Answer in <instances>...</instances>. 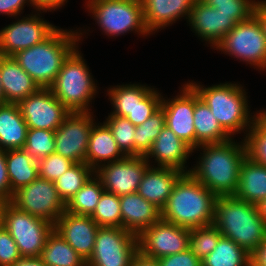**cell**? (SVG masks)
<instances>
[{
  "instance_id": "cell-1",
  "label": "cell",
  "mask_w": 266,
  "mask_h": 266,
  "mask_svg": "<svg viewBox=\"0 0 266 266\" xmlns=\"http://www.w3.org/2000/svg\"><path fill=\"white\" fill-rule=\"evenodd\" d=\"M240 142V143H239ZM234 138L219 144L200 145L197 165L189 173L218 196H234L239 181L241 163L248 155L246 140Z\"/></svg>"
},
{
  "instance_id": "cell-2",
  "label": "cell",
  "mask_w": 266,
  "mask_h": 266,
  "mask_svg": "<svg viewBox=\"0 0 266 266\" xmlns=\"http://www.w3.org/2000/svg\"><path fill=\"white\" fill-rule=\"evenodd\" d=\"M83 34L80 29L73 31L59 27L43 42L17 52L13 58L40 88H50Z\"/></svg>"
},
{
  "instance_id": "cell-3",
  "label": "cell",
  "mask_w": 266,
  "mask_h": 266,
  "mask_svg": "<svg viewBox=\"0 0 266 266\" xmlns=\"http://www.w3.org/2000/svg\"><path fill=\"white\" fill-rule=\"evenodd\" d=\"M216 198L190 173H184L161 210V219L188 229L214 224Z\"/></svg>"
},
{
  "instance_id": "cell-4",
  "label": "cell",
  "mask_w": 266,
  "mask_h": 266,
  "mask_svg": "<svg viewBox=\"0 0 266 266\" xmlns=\"http://www.w3.org/2000/svg\"><path fill=\"white\" fill-rule=\"evenodd\" d=\"M214 225L223 237L231 239L249 254L266 240V223L257 205L234 196H218Z\"/></svg>"
},
{
  "instance_id": "cell-5",
  "label": "cell",
  "mask_w": 266,
  "mask_h": 266,
  "mask_svg": "<svg viewBox=\"0 0 266 266\" xmlns=\"http://www.w3.org/2000/svg\"><path fill=\"white\" fill-rule=\"evenodd\" d=\"M187 83L211 109L213 116L232 138L245 130L247 134L243 139H246L258 115L257 111L250 113L248 96L241 84L225 82L204 87L193 80Z\"/></svg>"
},
{
  "instance_id": "cell-6",
  "label": "cell",
  "mask_w": 266,
  "mask_h": 266,
  "mask_svg": "<svg viewBox=\"0 0 266 266\" xmlns=\"http://www.w3.org/2000/svg\"><path fill=\"white\" fill-rule=\"evenodd\" d=\"M78 47L65 59L50 89L70 112H91L90 102L99 89Z\"/></svg>"
},
{
  "instance_id": "cell-7",
  "label": "cell",
  "mask_w": 266,
  "mask_h": 266,
  "mask_svg": "<svg viewBox=\"0 0 266 266\" xmlns=\"http://www.w3.org/2000/svg\"><path fill=\"white\" fill-rule=\"evenodd\" d=\"M87 1L86 8L107 37H118L129 31L143 37L151 35L145 25L141 0Z\"/></svg>"
},
{
  "instance_id": "cell-8",
  "label": "cell",
  "mask_w": 266,
  "mask_h": 266,
  "mask_svg": "<svg viewBox=\"0 0 266 266\" xmlns=\"http://www.w3.org/2000/svg\"><path fill=\"white\" fill-rule=\"evenodd\" d=\"M230 57L266 70V36L258 16L254 13L230 30L214 48Z\"/></svg>"
},
{
  "instance_id": "cell-9",
  "label": "cell",
  "mask_w": 266,
  "mask_h": 266,
  "mask_svg": "<svg viewBox=\"0 0 266 266\" xmlns=\"http://www.w3.org/2000/svg\"><path fill=\"white\" fill-rule=\"evenodd\" d=\"M17 244L21 257H38L54 230V224L33 216L6 202L2 211V223Z\"/></svg>"
},
{
  "instance_id": "cell-10",
  "label": "cell",
  "mask_w": 266,
  "mask_h": 266,
  "mask_svg": "<svg viewBox=\"0 0 266 266\" xmlns=\"http://www.w3.org/2000/svg\"><path fill=\"white\" fill-rule=\"evenodd\" d=\"M137 253L136 235L123 228L99 227L86 266H131Z\"/></svg>"
},
{
  "instance_id": "cell-11",
  "label": "cell",
  "mask_w": 266,
  "mask_h": 266,
  "mask_svg": "<svg viewBox=\"0 0 266 266\" xmlns=\"http://www.w3.org/2000/svg\"><path fill=\"white\" fill-rule=\"evenodd\" d=\"M10 202L18 209L54 225L65 211V203L55 183L40 177L14 192Z\"/></svg>"
},
{
  "instance_id": "cell-12",
  "label": "cell",
  "mask_w": 266,
  "mask_h": 266,
  "mask_svg": "<svg viewBox=\"0 0 266 266\" xmlns=\"http://www.w3.org/2000/svg\"><path fill=\"white\" fill-rule=\"evenodd\" d=\"M190 229L163 219L143 230L138 236V252L159 259L189 248Z\"/></svg>"
},
{
  "instance_id": "cell-13",
  "label": "cell",
  "mask_w": 266,
  "mask_h": 266,
  "mask_svg": "<svg viewBox=\"0 0 266 266\" xmlns=\"http://www.w3.org/2000/svg\"><path fill=\"white\" fill-rule=\"evenodd\" d=\"M35 11L0 30V55L13 56L47 39L58 27ZM44 19V20H43Z\"/></svg>"
},
{
  "instance_id": "cell-14",
  "label": "cell",
  "mask_w": 266,
  "mask_h": 266,
  "mask_svg": "<svg viewBox=\"0 0 266 266\" xmlns=\"http://www.w3.org/2000/svg\"><path fill=\"white\" fill-rule=\"evenodd\" d=\"M93 112H71L55 131V153L85 163L89 135L96 123Z\"/></svg>"
},
{
  "instance_id": "cell-15",
  "label": "cell",
  "mask_w": 266,
  "mask_h": 266,
  "mask_svg": "<svg viewBox=\"0 0 266 266\" xmlns=\"http://www.w3.org/2000/svg\"><path fill=\"white\" fill-rule=\"evenodd\" d=\"M152 164L144 156H125L121 160L101 165L95 174L106 192L117 196L137 192L146 169Z\"/></svg>"
},
{
  "instance_id": "cell-16",
  "label": "cell",
  "mask_w": 266,
  "mask_h": 266,
  "mask_svg": "<svg viewBox=\"0 0 266 266\" xmlns=\"http://www.w3.org/2000/svg\"><path fill=\"white\" fill-rule=\"evenodd\" d=\"M28 128L56 131L71 113L50 88H40L18 103Z\"/></svg>"
},
{
  "instance_id": "cell-17",
  "label": "cell",
  "mask_w": 266,
  "mask_h": 266,
  "mask_svg": "<svg viewBox=\"0 0 266 266\" xmlns=\"http://www.w3.org/2000/svg\"><path fill=\"white\" fill-rule=\"evenodd\" d=\"M179 93L168 100L162 97L161 107L165 114V125L194 150L196 149V132L193 124L195 90L185 83Z\"/></svg>"
},
{
  "instance_id": "cell-18",
  "label": "cell",
  "mask_w": 266,
  "mask_h": 266,
  "mask_svg": "<svg viewBox=\"0 0 266 266\" xmlns=\"http://www.w3.org/2000/svg\"><path fill=\"white\" fill-rule=\"evenodd\" d=\"M187 23L199 39L214 49L238 22L231 14L220 13L201 0H195Z\"/></svg>"
},
{
  "instance_id": "cell-19",
  "label": "cell",
  "mask_w": 266,
  "mask_h": 266,
  "mask_svg": "<svg viewBox=\"0 0 266 266\" xmlns=\"http://www.w3.org/2000/svg\"><path fill=\"white\" fill-rule=\"evenodd\" d=\"M98 224L90 217L64 211L54 225L63 239L87 261L94 249Z\"/></svg>"
},
{
  "instance_id": "cell-20",
  "label": "cell",
  "mask_w": 266,
  "mask_h": 266,
  "mask_svg": "<svg viewBox=\"0 0 266 266\" xmlns=\"http://www.w3.org/2000/svg\"><path fill=\"white\" fill-rule=\"evenodd\" d=\"M192 153L193 149L165 125L144 157L149 164L150 159L155 160L157 167H170L189 173L190 168L187 169L186 163Z\"/></svg>"
},
{
  "instance_id": "cell-21",
  "label": "cell",
  "mask_w": 266,
  "mask_h": 266,
  "mask_svg": "<svg viewBox=\"0 0 266 266\" xmlns=\"http://www.w3.org/2000/svg\"><path fill=\"white\" fill-rule=\"evenodd\" d=\"M0 82L5 103L18 104L40 89L13 56L0 55Z\"/></svg>"
},
{
  "instance_id": "cell-22",
  "label": "cell",
  "mask_w": 266,
  "mask_h": 266,
  "mask_svg": "<svg viewBox=\"0 0 266 266\" xmlns=\"http://www.w3.org/2000/svg\"><path fill=\"white\" fill-rule=\"evenodd\" d=\"M183 174L178 169L150 165L142 177L137 193L162 210L175 183Z\"/></svg>"
},
{
  "instance_id": "cell-23",
  "label": "cell",
  "mask_w": 266,
  "mask_h": 266,
  "mask_svg": "<svg viewBox=\"0 0 266 266\" xmlns=\"http://www.w3.org/2000/svg\"><path fill=\"white\" fill-rule=\"evenodd\" d=\"M119 199L122 228L136 236L161 219V210L137 192L122 195Z\"/></svg>"
},
{
  "instance_id": "cell-24",
  "label": "cell",
  "mask_w": 266,
  "mask_h": 266,
  "mask_svg": "<svg viewBox=\"0 0 266 266\" xmlns=\"http://www.w3.org/2000/svg\"><path fill=\"white\" fill-rule=\"evenodd\" d=\"M141 2L145 25L152 34L172 25L184 16L188 21L195 0H141Z\"/></svg>"
},
{
  "instance_id": "cell-25",
  "label": "cell",
  "mask_w": 266,
  "mask_h": 266,
  "mask_svg": "<svg viewBox=\"0 0 266 266\" xmlns=\"http://www.w3.org/2000/svg\"><path fill=\"white\" fill-rule=\"evenodd\" d=\"M124 157L109 127L104 122L95 123L89 135L85 163L95 171L103 164Z\"/></svg>"
},
{
  "instance_id": "cell-26",
  "label": "cell",
  "mask_w": 266,
  "mask_h": 266,
  "mask_svg": "<svg viewBox=\"0 0 266 266\" xmlns=\"http://www.w3.org/2000/svg\"><path fill=\"white\" fill-rule=\"evenodd\" d=\"M239 200L258 204L266 198V166L248 155L241 163L238 187L234 194Z\"/></svg>"
},
{
  "instance_id": "cell-27",
  "label": "cell",
  "mask_w": 266,
  "mask_h": 266,
  "mask_svg": "<svg viewBox=\"0 0 266 266\" xmlns=\"http://www.w3.org/2000/svg\"><path fill=\"white\" fill-rule=\"evenodd\" d=\"M28 126L18 104H0V149L7 151L24 148Z\"/></svg>"
},
{
  "instance_id": "cell-28",
  "label": "cell",
  "mask_w": 266,
  "mask_h": 266,
  "mask_svg": "<svg viewBox=\"0 0 266 266\" xmlns=\"http://www.w3.org/2000/svg\"><path fill=\"white\" fill-rule=\"evenodd\" d=\"M193 124L196 132V148L204 144H219L232 139L213 116L211 109L195 92Z\"/></svg>"
},
{
  "instance_id": "cell-29",
  "label": "cell",
  "mask_w": 266,
  "mask_h": 266,
  "mask_svg": "<svg viewBox=\"0 0 266 266\" xmlns=\"http://www.w3.org/2000/svg\"><path fill=\"white\" fill-rule=\"evenodd\" d=\"M6 166L13 193L38 177V163L24 148L7 150Z\"/></svg>"
},
{
  "instance_id": "cell-30",
  "label": "cell",
  "mask_w": 266,
  "mask_h": 266,
  "mask_svg": "<svg viewBox=\"0 0 266 266\" xmlns=\"http://www.w3.org/2000/svg\"><path fill=\"white\" fill-rule=\"evenodd\" d=\"M155 87L151 88L147 84L133 83L110 86L106 91L109 101L113 106V111L109 115L126 117L138 105V101H143Z\"/></svg>"
},
{
  "instance_id": "cell-31",
  "label": "cell",
  "mask_w": 266,
  "mask_h": 266,
  "mask_svg": "<svg viewBox=\"0 0 266 266\" xmlns=\"http://www.w3.org/2000/svg\"><path fill=\"white\" fill-rule=\"evenodd\" d=\"M46 266H86V261L55 230L40 255Z\"/></svg>"
},
{
  "instance_id": "cell-32",
  "label": "cell",
  "mask_w": 266,
  "mask_h": 266,
  "mask_svg": "<svg viewBox=\"0 0 266 266\" xmlns=\"http://www.w3.org/2000/svg\"><path fill=\"white\" fill-rule=\"evenodd\" d=\"M202 266H251V254L222 236L212 252L202 259Z\"/></svg>"
},
{
  "instance_id": "cell-33",
  "label": "cell",
  "mask_w": 266,
  "mask_h": 266,
  "mask_svg": "<svg viewBox=\"0 0 266 266\" xmlns=\"http://www.w3.org/2000/svg\"><path fill=\"white\" fill-rule=\"evenodd\" d=\"M104 191L101 179L94 173L65 204V211L77 215L91 216Z\"/></svg>"
},
{
  "instance_id": "cell-34",
  "label": "cell",
  "mask_w": 266,
  "mask_h": 266,
  "mask_svg": "<svg viewBox=\"0 0 266 266\" xmlns=\"http://www.w3.org/2000/svg\"><path fill=\"white\" fill-rule=\"evenodd\" d=\"M94 173L86 163H75L57 178L54 183L63 202L66 204Z\"/></svg>"
},
{
  "instance_id": "cell-35",
  "label": "cell",
  "mask_w": 266,
  "mask_h": 266,
  "mask_svg": "<svg viewBox=\"0 0 266 266\" xmlns=\"http://www.w3.org/2000/svg\"><path fill=\"white\" fill-rule=\"evenodd\" d=\"M164 127L165 114L163 108L160 107L145 122L136 126L134 156H145Z\"/></svg>"
},
{
  "instance_id": "cell-36",
  "label": "cell",
  "mask_w": 266,
  "mask_h": 266,
  "mask_svg": "<svg viewBox=\"0 0 266 266\" xmlns=\"http://www.w3.org/2000/svg\"><path fill=\"white\" fill-rule=\"evenodd\" d=\"M90 217L99 227L122 228L119 196L104 191Z\"/></svg>"
},
{
  "instance_id": "cell-37",
  "label": "cell",
  "mask_w": 266,
  "mask_h": 266,
  "mask_svg": "<svg viewBox=\"0 0 266 266\" xmlns=\"http://www.w3.org/2000/svg\"><path fill=\"white\" fill-rule=\"evenodd\" d=\"M104 123L111 130L118 148L125 156H134L136 126L126 117L108 115Z\"/></svg>"
},
{
  "instance_id": "cell-38",
  "label": "cell",
  "mask_w": 266,
  "mask_h": 266,
  "mask_svg": "<svg viewBox=\"0 0 266 266\" xmlns=\"http://www.w3.org/2000/svg\"><path fill=\"white\" fill-rule=\"evenodd\" d=\"M222 237L214 224L190 229L189 249L201 260L217 246Z\"/></svg>"
},
{
  "instance_id": "cell-39",
  "label": "cell",
  "mask_w": 266,
  "mask_h": 266,
  "mask_svg": "<svg viewBox=\"0 0 266 266\" xmlns=\"http://www.w3.org/2000/svg\"><path fill=\"white\" fill-rule=\"evenodd\" d=\"M24 150L36 161L55 153V131L28 128Z\"/></svg>"
},
{
  "instance_id": "cell-40",
  "label": "cell",
  "mask_w": 266,
  "mask_h": 266,
  "mask_svg": "<svg viewBox=\"0 0 266 266\" xmlns=\"http://www.w3.org/2000/svg\"><path fill=\"white\" fill-rule=\"evenodd\" d=\"M206 5L218 9L220 13L231 14L239 23L254 14L258 0H201Z\"/></svg>"
},
{
  "instance_id": "cell-41",
  "label": "cell",
  "mask_w": 266,
  "mask_h": 266,
  "mask_svg": "<svg viewBox=\"0 0 266 266\" xmlns=\"http://www.w3.org/2000/svg\"><path fill=\"white\" fill-rule=\"evenodd\" d=\"M248 156L266 166V125L257 117L246 137Z\"/></svg>"
},
{
  "instance_id": "cell-42",
  "label": "cell",
  "mask_w": 266,
  "mask_h": 266,
  "mask_svg": "<svg viewBox=\"0 0 266 266\" xmlns=\"http://www.w3.org/2000/svg\"><path fill=\"white\" fill-rule=\"evenodd\" d=\"M38 163V177L55 181L65 171H67L73 164L72 160L64 158L57 153L50 154L45 158L39 159Z\"/></svg>"
},
{
  "instance_id": "cell-43",
  "label": "cell",
  "mask_w": 266,
  "mask_h": 266,
  "mask_svg": "<svg viewBox=\"0 0 266 266\" xmlns=\"http://www.w3.org/2000/svg\"><path fill=\"white\" fill-rule=\"evenodd\" d=\"M162 97L157 88L154 89L143 101H138V105L126 118L135 126L142 124L161 107Z\"/></svg>"
},
{
  "instance_id": "cell-44",
  "label": "cell",
  "mask_w": 266,
  "mask_h": 266,
  "mask_svg": "<svg viewBox=\"0 0 266 266\" xmlns=\"http://www.w3.org/2000/svg\"><path fill=\"white\" fill-rule=\"evenodd\" d=\"M21 258L17 244L4 226L0 225V266H12Z\"/></svg>"
},
{
  "instance_id": "cell-45",
  "label": "cell",
  "mask_w": 266,
  "mask_h": 266,
  "mask_svg": "<svg viewBox=\"0 0 266 266\" xmlns=\"http://www.w3.org/2000/svg\"><path fill=\"white\" fill-rule=\"evenodd\" d=\"M161 266H202V260L196 257L190 249L170 256L157 259Z\"/></svg>"
},
{
  "instance_id": "cell-46",
  "label": "cell",
  "mask_w": 266,
  "mask_h": 266,
  "mask_svg": "<svg viewBox=\"0 0 266 266\" xmlns=\"http://www.w3.org/2000/svg\"><path fill=\"white\" fill-rule=\"evenodd\" d=\"M13 195L6 166V151L0 149V196L8 202Z\"/></svg>"
},
{
  "instance_id": "cell-47",
  "label": "cell",
  "mask_w": 266,
  "mask_h": 266,
  "mask_svg": "<svg viewBox=\"0 0 266 266\" xmlns=\"http://www.w3.org/2000/svg\"><path fill=\"white\" fill-rule=\"evenodd\" d=\"M28 3L30 4L29 0H0V14L16 19L21 16L20 14H22L24 5Z\"/></svg>"
},
{
  "instance_id": "cell-48",
  "label": "cell",
  "mask_w": 266,
  "mask_h": 266,
  "mask_svg": "<svg viewBox=\"0 0 266 266\" xmlns=\"http://www.w3.org/2000/svg\"><path fill=\"white\" fill-rule=\"evenodd\" d=\"M31 7L35 11L51 12L60 9L68 0H29Z\"/></svg>"
},
{
  "instance_id": "cell-49",
  "label": "cell",
  "mask_w": 266,
  "mask_h": 266,
  "mask_svg": "<svg viewBox=\"0 0 266 266\" xmlns=\"http://www.w3.org/2000/svg\"><path fill=\"white\" fill-rule=\"evenodd\" d=\"M251 266H266V240L251 254Z\"/></svg>"
},
{
  "instance_id": "cell-50",
  "label": "cell",
  "mask_w": 266,
  "mask_h": 266,
  "mask_svg": "<svg viewBox=\"0 0 266 266\" xmlns=\"http://www.w3.org/2000/svg\"><path fill=\"white\" fill-rule=\"evenodd\" d=\"M131 266H161L157 259L143 256L139 252L134 256Z\"/></svg>"
},
{
  "instance_id": "cell-51",
  "label": "cell",
  "mask_w": 266,
  "mask_h": 266,
  "mask_svg": "<svg viewBox=\"0 0 266 266\" xmlns=\"http://www.w3.org/2000/svg\"><path fill=\"white\" fill-rule=\"evenodd\" d=\"M254 13L258 16L266 36V0H258Z\"/></svg>"
},
{
  "instance_id": "cell-52",
  "label": "cell",
  "mask_w": 266,
  "mask_h": 266,
  "mask_svg": "<svg viewBox=\"0 0 266 266\" xmlns=\"http://www.w3.org/2000/svg\"><path fill=\"white\" fill-rule=\"evenodd\" d=\"M12 266H46L40 256L38 257H21Z\"/></svg>"
},
{
  "instance_id": "cell-53",
  "label": "cell",
  "mask_w": 266,
  "mask_h": 266,
  "mask_svg": "<svg viewBox=\"0 0 266 266\" xmlns=\"http://www.w3.org/2000/svg\"><path fill=\"white\" fill-rule=\"evenodd\" d=\"M257 209L259 215L263 218L264 222L266 223V198L257 204Z\"/></svg>"
},
{
  "instance_id": "cell-54",
  "label": "cell",
  "mask_w": 266,
  "mask_h": 266,
  "mask_svg": "<svg viewBox=\"0 0 266 266\" xmlns=\"http://www.w3.org/2000/svg\"><path fill=\"white\" fill-rule=\"evenodd\" d=\"M258 118L266 125V109L257 110Z\"/></svg>"
},
{
  "instance_id": "cell-55",
  "label": "cell",
  "mask_w": 266,
  "mask_h": 266,
  "mask_svg": "<svg viewBox=\"0 0 266 266\" xmlns=\"http://www.w3.org/2000/svg\"><path fill=\"white\" fill-rule=\"evenodd\" d=\"M6 202L7 201L0 196V225L2 223V211H3V208L6 204Z\"/></svg>"
},
{
  "instance_id": "cell-56",
  "label": "cell",
  "mask_w": 266,
  "mask_h": 266,
  "mask_svg": "<svg viewBox=\"0 0 266 266\" xmlns=\"http://www.w3.org/2000/svg\"><path fill=\"white\" fill-rule=\"evenodd\" d=\"M5 103V98L2 92L1 82H0V104Z\"/></svg>"
}]
</instances>
